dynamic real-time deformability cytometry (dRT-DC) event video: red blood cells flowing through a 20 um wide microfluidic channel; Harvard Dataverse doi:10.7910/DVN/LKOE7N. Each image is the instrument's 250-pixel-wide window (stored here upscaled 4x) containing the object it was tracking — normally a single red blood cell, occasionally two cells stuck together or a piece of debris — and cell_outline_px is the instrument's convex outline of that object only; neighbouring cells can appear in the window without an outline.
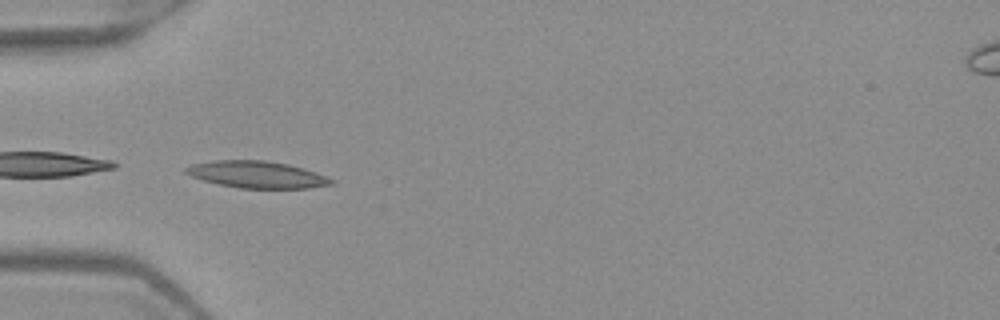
{"species": "Egyptian fruit bat (a non-hibernating species)", "species_latin": "Rousettus aegyptiacus", "temperature_condition": "warm", "stored_images_in_passage": 6, "camera_frame_rate_fps": 3000, "um_per_image_px": 0.085, "frame": {"image": 1, "passage_image": 5, "time_ms": 1.333, "image_size_px": [1000, 320], "cell_outline_px": [[336, 184], [308, 188], [240, 188], [220, 184], [204, 180], [192, 176], [184, 172], [184, 168], [192, 164], [212, 160], [264, 160], [288, 164], [316, 172], [328, 176], [336, 180]], "centroid_in_image_um": [21.89, 14.83], "position_along_channel_um": 63.1, "area_um2": 22.83}}
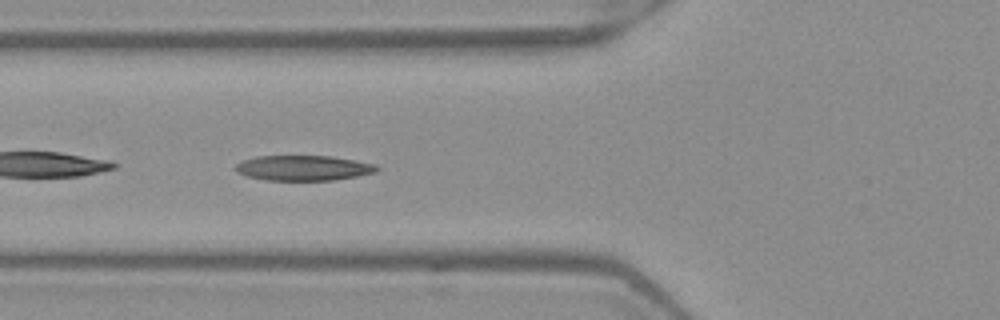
{"frame": {"image": 2, "passage_image": 6, "time_ms": 1.667, "image_size_px": [1000, 320], "cell_outline_px": [[380, 168], [376, 172], [356, 176], [332, 180], [268, 180], [248, 176], [236, 172], [232, 168], [236, 164], [244, 160], [256, 156], [332, 156], [376, 164]], "centroid_in_image_um": [25.78, 14.27], "position_along_channel_um": 100.0, "area_um2": 20.69}}